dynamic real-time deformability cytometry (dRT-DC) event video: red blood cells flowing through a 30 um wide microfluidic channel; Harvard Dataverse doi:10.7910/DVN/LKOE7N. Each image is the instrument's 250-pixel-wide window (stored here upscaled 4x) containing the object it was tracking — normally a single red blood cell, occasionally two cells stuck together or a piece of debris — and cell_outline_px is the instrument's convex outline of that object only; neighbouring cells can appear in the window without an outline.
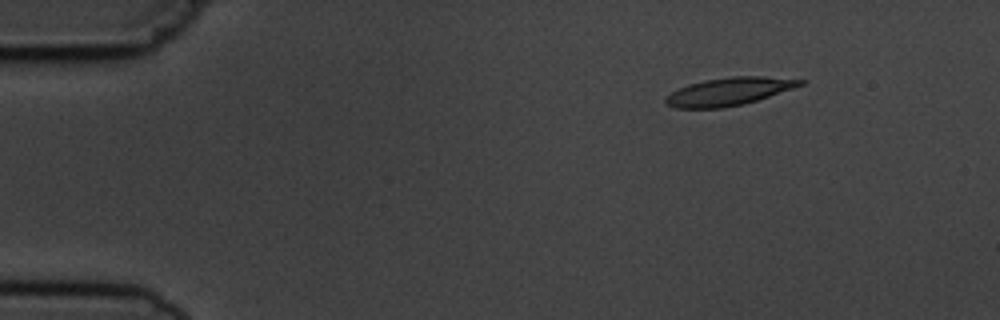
{"species": "common noctule bat (a hibernating species)", "species_latin": "Nyctalus noctula", "temperature_condition": "cold", "stored_images_in_passage": 3, "camera_frame_rate_fps": 3000, "um_per_image_px": 0.085, "animal": {"sex": "male", "body_mass_g": 19.5, "forearm_length_mm": 54.6}, "frame": {"image": 1, "passage_image": 1, "time_ms": 0.0, "image_size_px": [1000, 320], "cell_outline_px": [[804, 84], [744, 104], [724, 108], [676, 108], [668, 104], [664, 100], [672, 92], [688, 84], [704, 80], [732, 76], [764, 76], [804, 80]], "centroid_in_image_um": [61.94, 7.77], "position_along_channel_um": 23.1, "area_um2": 21.5}}